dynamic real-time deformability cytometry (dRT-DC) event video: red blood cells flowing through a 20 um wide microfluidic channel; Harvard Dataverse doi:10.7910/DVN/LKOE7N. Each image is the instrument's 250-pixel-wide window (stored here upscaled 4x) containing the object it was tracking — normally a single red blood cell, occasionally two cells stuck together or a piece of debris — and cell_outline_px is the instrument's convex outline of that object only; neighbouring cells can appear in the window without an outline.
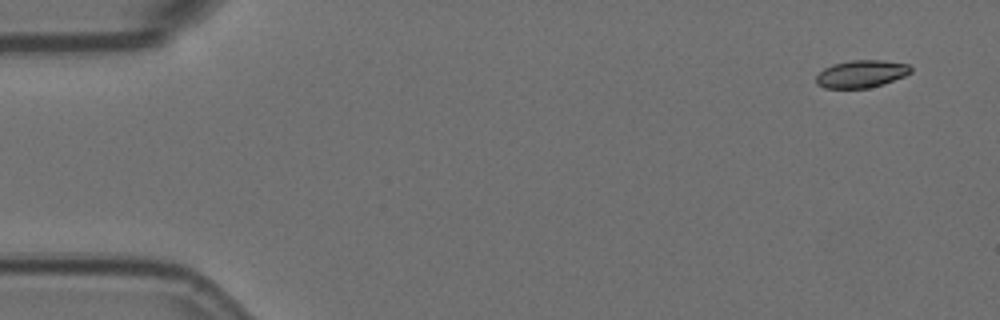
{"species": "Egyptian fruit bat (a non-hibernating species)", "species_latin": "Rousettus aegyptiacus", "temperature_condition": "room temperature", "stored_images_in_passage": 4, "camera_frame_rate_fps": 3000, "um_per_image_px": 0.085, "animal": {"sex": "female"}, "frame": {"image": 1, "passage_image": 1, "time_ms": 0.0, "image_size_px": [1000, 320], "cell_outline_px": [[912, 72], [904, 76], [884, 84], [868, 88], [824, 88], [816, 84], [816, 76], [824, 68], [832, 64], [852, 60], [880, 60], [908, 64], [912, 68]], "centroid_in_image_um": [73.21, 6.28], "position_along_channel_um": 11.8, "area_um2": 15.2}}